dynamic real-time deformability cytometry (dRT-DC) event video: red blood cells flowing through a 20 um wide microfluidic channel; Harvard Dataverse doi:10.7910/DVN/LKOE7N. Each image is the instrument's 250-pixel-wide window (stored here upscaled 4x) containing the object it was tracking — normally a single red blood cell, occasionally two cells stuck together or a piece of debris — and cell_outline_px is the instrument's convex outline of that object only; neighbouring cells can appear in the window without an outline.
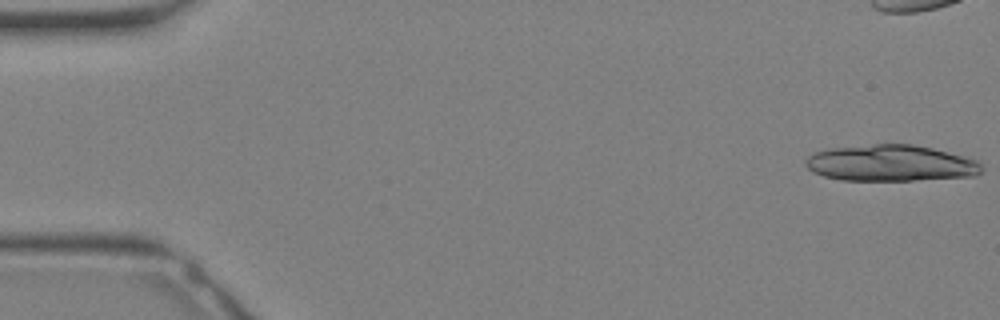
{"species": "Egyptian fruit bat (a non-hibernating species)", "species_latin": "Rousettus aegyptiacus", "temperature_condition": "warm", "stored_images_in_passage": 10, "camera_frame_rate_fps": 3000, "um_per_image_px": 0.085, "animal": {"sex": "female"}, "frame": {"image": 1, "passage_image": 1, "time_ms": 0.0, "image_size_px": [1000, 320], "cell_outline_px": [[980, 172], [976, 176], [912, 180], [840, 180], [824, 176], [812, 172], [804, 164], [804, 160], [808, 156], [816, 152], [832, 148], [876, 144], [912, 144], [932, 148], [964, 156], [976, 160], [980, 164]], "centroid_in_image_um": [75.68, 13.87], "position_along_channel_um": 9.3, "area_um2": 37.05}}